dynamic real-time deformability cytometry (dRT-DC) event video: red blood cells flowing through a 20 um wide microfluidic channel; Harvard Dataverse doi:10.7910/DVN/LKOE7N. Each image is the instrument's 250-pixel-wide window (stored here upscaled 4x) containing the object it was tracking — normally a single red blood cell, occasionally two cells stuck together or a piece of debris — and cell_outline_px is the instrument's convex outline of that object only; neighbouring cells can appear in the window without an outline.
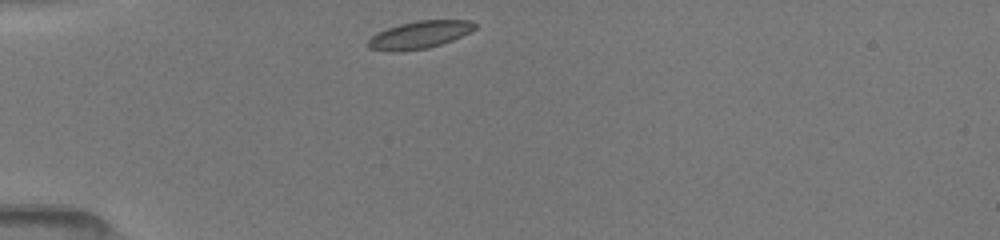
{"species": "common noctule bat (a hibernating species)", "species_latin": "Nyctalus noctula", "temperature_condition": "room temperature", "stored_images_in_passage": 38, "camera_frame_rate_fps": 3000, "um_per_image_px": 0.085, "animal": {"sex": "female", "body_mass_g": 19.5, "forearm_length_mm": 54.1}, "frame": {"image": 1, "passage_image": 1, "time_ms": 0.0, "image_size_px": [1000, 240], "cell_outline_px": [[476, 28], [452, 40], [428, 48], [392, 52], [368, 48], [368, 40], [376, 32], [400, 24], [416, 20], [472, 20], [476, 24]], "centroid_in_image_um": [35.64, 2.95], "position_along_channel_um": 49.4, "area_um2": 16.99}}
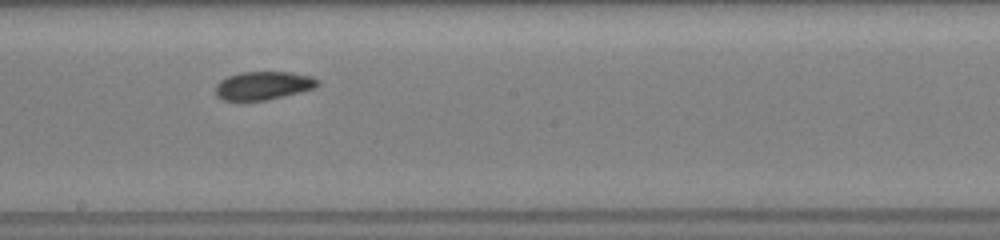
{"frame": {"image": 2, "passage_image": 16, "time_ms": 5.0, "image_size_px": [1000, 240], "cell_outline_px": [[320, 84], [316, 88], [268, 100], [224, 100], [216, 96], [216, 84], [220, 80], [228, 76], [240, 72], [288, 72], [312, 76], [320, 80]], "centroid_in_image_um": [22.41, 7.27], "position_along_channel_um": 225.8, "area_um2": 16.94}}
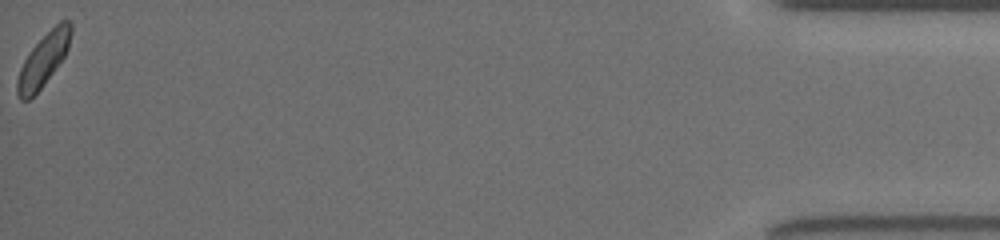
{"frame": {"image": 3, "passage_image": 38, "time_ms": 12.333, "image_size_px": [1000, 240], "cell_outline_px": [[72, 32], [68, 48], [64, 56], [40, 88], [28, 100], [20, 100], [16, 92], [16, 80], [20, 68], [28, 52], [60, 20], [72, 20]], "centroid_in_image_um": [3.68, 5.06], "position_along_channel_um": 431.5, "area_um2": 16.18}, "authors_computed_cell_mechanics": {"area_um2": 16.9643, "velocity_mm_per_s": 3.9988, "shape_relaxation_time_tau1_ms": 3.5087, "shape_relaxation_time_tau2_ms": 3.3097, "deformation_change_tau1": 0.0886, "deformation_change_tau2": 0.0734}}